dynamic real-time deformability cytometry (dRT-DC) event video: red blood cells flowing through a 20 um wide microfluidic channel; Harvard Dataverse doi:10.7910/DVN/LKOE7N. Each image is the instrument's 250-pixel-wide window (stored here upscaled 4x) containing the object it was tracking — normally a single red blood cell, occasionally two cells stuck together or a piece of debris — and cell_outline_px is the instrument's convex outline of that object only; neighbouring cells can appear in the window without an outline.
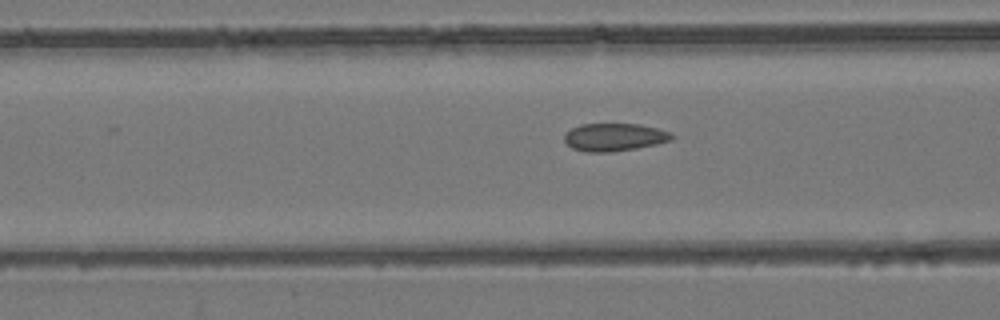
{"species": "common noctule bat (a hibernating species)", "species_latin": "Nyctalus noctula", "temperature_condition": "room temperature", "stored_images_in_passage": 37, "camera_frame_rate_fps": 3000, "um_per_image_px": 0.085, "animal": {"sex": "female", "body_mass_g": 24.6, "forearm_length_mm": 56.2}, "frame": {"image": 1, "passage_image": 12, "time_ms": 3.667, "image_size_px": [1000, 320], "cell_outline_px": [[676, 136], [672, 140], [656, 144], [636, 148], [612, 152], [584, 152], [572, 148], [564, 140], [564, 136], [572, 128], [580, 124], [640, 124], [672, 132]], "centroid_in_image_um": [52.25, 11.66], "position_along_channel_um": 114.3, "area_um2": 17.46}}
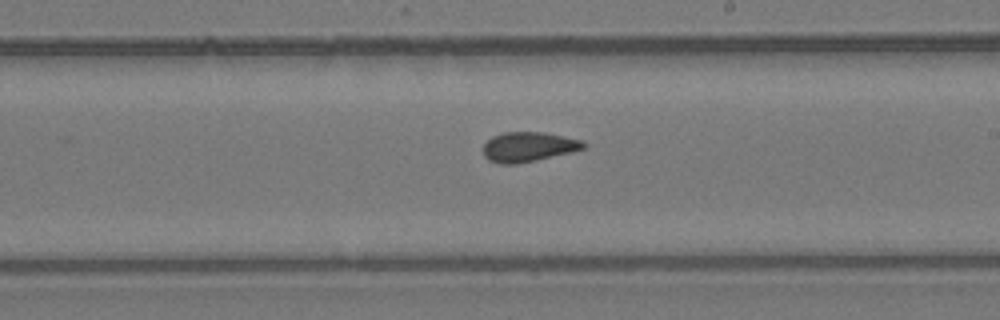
{"frame": {"image": 2, "passage_image": 22, "time_ms": 7.0, "image_size_px": [1000, 320], "cell_outline_px": [[588, 144], [584, 148], [572, 152], [536, 160], [516, 164], [500, 164], [488, 160], [484, 156], [484, 144], [492, 136], [504, 132], [544, 132], [584, 140]], "centroid_in_image_um": [44.94, 12.48], "position_along_channel_um": 244.1, "area_um2": 17.51}}
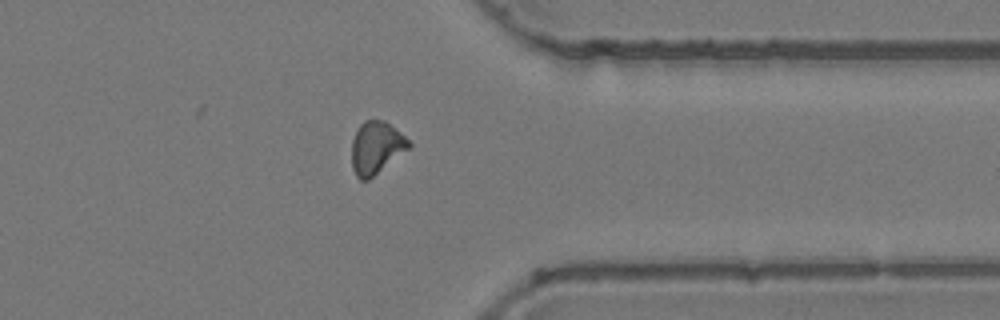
{"frame": {"image": 3, "passage_image": 33, "time_ms": 10.667, "image_size_px": [1000, 320], "cell_outline_px": [[412, 144], [408, 148], [368, 180], [360, 180], [356, 176], [352, 168], [352, 140], [360, 124], [364, 120], [384, 120], [400, 132]], "centroid_in_image_um": [31.95, 12.54], "position_along_channel_um": 379.5, "area_um2": 17.11}, "authors_computed_cell_mechanics": {"area_um2": 17.4556, "velocity_mm_per_s": 3.8988, "shape_relaxation_time_tau1_ms": null, "shape_relaxation_time_tau2_ms": 2.0742, "deformation_change_tau1": null, "deformation_change_tau2": 0.0665}}